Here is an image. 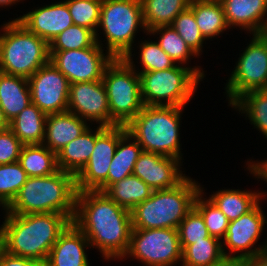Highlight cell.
I'll list each match as a JSON object with an SVG mask.
<instances>
[{"label": "cell", "instance_id": "60d3db41", "mask_svg": "<svg viewBox=\"0 0 267 266\" xmlns=\"http://www.w3.org/2000/svg\"><path fill=\"white\" fill-rule=\"evenodd\" d=\"M23 144L10 128L0 132V165L17 162Z\"/></svg>", "mask_w": 267, "mask_h": 266}, {"label": "cell", "instance_id": "9a60e30c", "mask_svg": "<svg viewBox=\"0 0 267 266\" xmlns=\"http://www.w3.org/2000/svg\"><path fill=\"white\" fill-rule=\"evenodd\" d=\"M31 103L45 114L68 111V79L51 61L40 67L29 79Z\"/></svg>", "mask_w": 267, "mask_h": 266}, {"label": "cell", "instance_id": "cb8c5ba5", "mask_svg": "<svg viewBox=\"0 0 267 266\" xmlns=\"http://www.w3.org/2000/svg\"><path fill=\"white\" fill-rule=\"evenodd\" d=\"M267 194L240 189H222L208 197L225 214L229 221L251 211Z\"/></svg>", "mask_w": 267, "mask_h": 266}, {"label": "cell", "instance_id": "5b68a950", "mask_svg": "<svg viewBox=\"0 0 267 266\" xmlns=\"http://www.w3.org/2000/svg\"><path fill=\"white\" fill-rule=\"evenodd\" d=\"M200 186L187 176L173 188L153 190L149 198L131 210L133 229H177L193 208Z\"/></svg>", "mask_w": 267, "mask_h": 266}, {"label": "cell", "instance_id": "d6a6232c", "mask_svg": "<svg viewBox=\"0 0 267 266\" xmlns=\"http://www.w3.org/2000/svg\"><path fill=\"white\" fill-rule=\"evenodd\" d=\"M148 34L159 35L157 43L176 64L186 66L190 57H198L171 25L152 28Z\"/></svg>", "mask_w": 267, "mask_h": 266}, {"label": "cell", "instance_id": "f6af8a7d", "mask_svg": "<svg viewBox=\"0 0 267 266\" xmlns=\"http://www.w3.org/2000/svg\"><path fill=\"white\" fill-rule=\"evenodd\" d=\"M10 128V122L5 117L4 111L0 108V132Z\"/></svg>", "mask_w": 267, "mask_h": 266}, {"label": "cell", "instance_id": "e0dca14e", "mask_svg": "<svg viewBox=\"0 0 267 266\" xmlns=\"http://www.w3.org/2000/svg\"><path fill=\"white\" fill-rule=\"evenodd\" d=\"M181 163V160L176 158L142 151L135 163L133 175L153 190L169 189L187 177L180 170Z\"/></svg>", "mask_w": 267, "mask_h": 266}, {"label": "cell", "instance_id": "8d00e7d4", "mask_svg": "<svg viewBox=\"0 0 267 266\" xmlns=\"http://www.w3.org/2000/svg\"><path fill=\"white\" fill-rule=\"evenodd\" d=\"M95 42V34L90 29L73 24L51 40L49 51L84 49Z\"/></svg>", "mask_w": 267, "mask_h": 266}, {"label": "cell", "instance_id": "603a6c76", "mask_svg": "<svg viewBox=\"0 0 267 266\" xmlns=\"http://www.w3.org/2000/svg\"><path fill=\"white\" fill-rule=\"evenodd\" d=\"M30 103L28 79L0 72V108L9 122Z\"/></svg>", "mask_w": 267, "mask_h": 266}, {"label": "cell", "instance_id": "1f68e13d", "mask_svg": "<svg viewBox=\"0 0 267 266\" xmlns=\"http://www.w3.org/2000/svg\"><path fill=\"white\" fill-rule=\"evenodd\" d=\"M232 108L244 113L251 125L267 138V89L254 90L243 94L232 105Z\"/></svg>", "mask_w": 267, "mask_h": 266}, {"label": "cell", "instance_id": "836d02e7", "mask_svg": "<svg viewBox=\"0 0 267 266\" xmlns=\"http://www.w3.org/2000/svg\"><path fill=\"white\" fill-rule=\"evenodd\" d=\"M65 2L70 11L73 24L90 29L95 34L96 42L103 47V43L99 40V30L97 29L102 0H65Z\"/></svg>", "mask_w": 267, "mask_h": 266}, {"label": "cell", "instance_id": "f1b7e54d", "mask_svg": "<svg viewBox=\"0 0 267 266\" xmlns=\"http://www.w3.org/2000/svg\"><path fill=\"white\" fill-rule=\"evenodd\" d=\"M18 162L28 177H45L59 170L57 154L43 144L23 145Z\"/></svg>", "mask_w": 267, "mask_h": 266}, {"label": "cell", "instance_id": "c3c4849f", "mask_svg": "<svg viewBox=\"0 0 267 266\" xmlns=\"http://www.w3.org/2000/svg\"><path fill=\"white\" fill-rule=\"evenodd\" d=\"M223 266H243V264L236 263V262H228Z\"/></svg>", "mask_w": 267, "mask_h": 266}, {"label": "cell", "instance_id": "b9f144b4", "mask_svg": "<svg viewBox=\"0 0 267 266\" xmlns=\"http://www.w3.org/2000/svg\"><path fill=\"white\" fill-rule=\"evenodd\" d=\"M0 266H45L44 263L9 254L0 248Z\"/></svg>", "mask_w": 267, "mask_h": 266}, {"label": "cell", "instance_id": "ffe728a7", "mask_svg": "<svg viewBox=\"0 0 267 266\" xmlns=\"http://www.w3.org/2000/svg\"><path fill=\"white\" fill-rule=\"evenodd\" d=\"M229 28L260 34L267 22V0H219Z\"/></svg>", "mask_w": 267, "mask_h": 266}, {"label": "cell", "instance_id": "484cf974", "mask_svg": "<svg viewBox=\"0 0 267 266\" xmlns=\"http://www.w3.org/2000/svg\"><path fill=\"white\" fill-rule=\"evenodd\" d=\"M189 8L193 11L196 23L206 40L230 29L219 0H190Z\"/></svg>", "mask_w": 267, "mask_h": 266}, {"label": "cell", "instance_id": "8992f818", "mask_svg": "<svg viewBox=\"0 0 267 266\" xmlns=\"http://www.w3.org/2000/svg\"><path fill=\"white\" fill-rule=\"evenodd\" d=\"M0 72L29 79L50 61L49 43L17 20L1 27Z\"/></svg>", "mask_w": 267, "mask_h": 266}, {"label": "cell", "instance_id": "d590c367", "mask_svg": "<svg viewBox=\"0 0 267 266\" xmlns=\"http://www.w3.org/2000/svg\"><path fill=\"white\" fill-rule=\"evenodd\" d=\"M27 179L28 175L18 161L0 165V206L3 210L13 201Z\"/></svg>", "mask_w": 267, "mask_h": 266}, {"label": "cell", "instance_id": "ac0fdd59", "mask_svg": "<svg viewBox=\"0 0 267 266\" xmlns=\"http://www.w3.org/2000/svg\"><path fill=\"white\" fill-rule=\"evenodd\" d=\"M14 20L20 22L27 30L48 43L73 25V20L65 1L33 9Z\"/></svg>", "mask_w": 267, "mask_h": 266}, {"label": "cell", "instance_id": "4316f807", "mask_svg": "<svg viewBox=\"0 0 267 266\" xmlns=\"http://www.w3.org/2000/svg\"><path fill=\"white\" fill-rule=\"evenodd\" d=\"M142 151V147L126 131L120 137L117 149L109 165L108 187L133 174L135 163Z\"/></svg>", "mask_w": 267, "mask_h": 266}, {"label": "cell", "instance_id": "d4e9b609", "mask_svg": "<svg viewBox=\"0 0 267 266\" xmlns=\"http://www.w3.org/2000/svg\"><path fill=\"white\" fill-rule=\"evenodd\" d=\"M47 114L30 103L10 121V129L23 145L42 144Z\"/></svg>", "mask_w": 267, "mask_h": 266}, {"label": "cell", "instance_id": "f35d334b", "mask_svg": "<svg viewBox=\"0 0 267 266\" xmlns=\"http://www.w3.org/2000/svg\"><path fill=\"white\" fill-rule=\"evenodd\" d=\"M140 61L142 65L141 71L137 72H151L158 70H165L172 68L176 63L170 58V56L160 47L157 41H141L139 45Z\"/></svg>", "mask_w": 267, "mask_h": 266}, {"label": "cell", "instance_id": "ab89813d", "mask_svg": "<svg viewBox=\"0 0 267 266\" xmlns=\"http://www.w3.org/2000/svg\"><path fill=\"white\" fill-rule=\"evenodd\" d=\"M177 229L182 251L195 241L210 236L201 214L194 207L186 214Z\"/></svg>", "mask_w": 267, "mask_h": 266}, {"label": "cell", "instance_id": "74e56055", "mask_svg": "<svg viewBox=\"0 0 267 266\" xmlns=\"http://www.w3.org/2000/svg\"><path fill=\"white\" fill-rule=\"evenodd\" d=\"M171 26L197 56L202 55L203 43L206 39L203 37L196 23L193 11L189 7L175 17Z\"/></svg>", "mask_w": 267, "mask_h": 266}, {"label": "cell", "instance_id": "7402d4cb", "mask_svg": "<svg viewBox=\"0 0 267 266\" xmlns=\"http://www.w3.org/2000/svg\"><path fill=\"white\" fill-rule=\"evenodd\" d=\"M96 131L88 127L79 137L70 141L57 153V165L75 177L87 164L95 146Z\"/></svg>", "mask_w": 267, "mask_h": 266}, {"label": "cell", "instance_id": "30bf717a", "mask_svg": "<svg viewBox=\"0 0 267 266\" xmlns=\"http://www.w3.org/2000/svg\"><path fill=\"white\" fill-rule=\"evenodd\" d=\"M132 257L145 266H175L182 262L178 229H132L129 249Z\"/></svg>", "mask_w": 267, "mask_h": 266}, {"label": "cell", "instance_id": "5bb4252c", "mask_svg": "<svg viewBox=\"0 0 267 266\" xmlns=\"http://www.w3.org/2000/svg\"><path fill=\"white\" fill-rule=\"evenodd\" d=\"M102 48L95 42L84 49L49 51L50 61L70 84L100 81L106 67L114 59L110 54L105 56Z\"/></svg>", "mask_w": 267, "mask_h": 266}, {"label": "cell", "instance_id": "52a82bcc", "mask_svg": "<svg viewBox=\"0 0 267 266\" xmlns=\"http://www.w3.org/2000/svg\"><path fill=\"white\" fill-rule=\"evenodd\" d=\"M144 105L185 107L204 78L200 66L175 65L165 70L139 72Z\"/></svg>", "mask_w": 267, "mask_h": 266}, {"label": "cell", "instance_id": "44dd1931", "mask_svg": "<svg viewBox=\"0 0 267 266\" xmlns=\"http://www.w3.org/2000/svg\"><path fill=\"white\" fill-rule=\"evenodd\" d=\"M87 122L70 111L48 114L42 144L57 154L90 126Z\"/></svg>", "mask_w": 267, "mask_h": 266}, {"label": "cell", "instance_id": "7a4b0ae2", "mask_svg": "<svg viewBox=\"0 0 267 266\" xmlns=\"http://www.w3.org/2000/svg\"><path fill=\"white\" fill-rule=\"evenodd\" d=\"M0 226L1 248L9 254L46 263L60 234L72 222L60 213H6Z\"/></svg>", "mask_w": 267, "mask_h": 266}, {"label": "cell", "instance_id": "6da1fadb", "mask_svg": "<svg viewBox=\"0 0 267 266\" xmlns=\"http://www.w3.org/2000/svg\"><path fill=\"white\" fill-rule=\"evenodd\" d=\"M72 222L105 260L124 259L133 229L131 211L119 206L105 192L77 191Z\"/></svg>", "mask_w": 267, "mask_h": 266}, {"label": "cell", "instance_id": "4fadbf2b", "mask_svg": "<svg viewBox=\"0 0 267 266\" xmlns=\"http://www.w3.org/2000/svg\"><path fill=\"white\" fill-rule=\"evenodd\" d=\"M127 131L126 126L117 125L96 128L95 146L90 158L75 177L77 191L98 190L104 192L108 188L109 165L120 137Z\"/></svg>", "mask_w": 267, "mask_h": 266}, {"label": "cell", "instance_id": "ee69618b", "mask_svg": "<svg viewBox=\"0 0 267 266\" xmlns=\"http://www.w3.org/2000/svg\"><path fill=\"white\" fill-rule=\"evenodd\" d=\"M243 266H267V249L260 252L254 258L247 260Z\"/></svg>", "mask_w": 267, "mask_h": 266}, {"label": "cell", "instance_id": "9c48e42d", "mask_svg": "<svg viewBox=\"0 0 267 266\" xmlns=\"http://www.w3.org/2000/svg\"><path fill=\"white\" fill-rule=\"evenodd\" d=\"M139 27L144 32L141 0H102L98 29L102 28L107 53L114 59L132 55Z\"/></svg>", "mask_w": 267, "mask_h": 266}, {"label": "cell", "instance_id": "7c38bea8", "mask_svg": "<svg viewBox=\"0 0 267 266\" xmlns=\"http://www.w3.org/2000/svg\"><path fill=\"white\" fill-rule=\"evenodd\" d=\"M260 204L259 202L251 211L229 222L226 236L222 241V251L229 262L244 264L267 249V239L261 242L262 245L254 247L265 229V223L267 224L266 215Z\"/></svg>", "mask_w": 267, "mask_h": 266}, {"label": "cell", "instance_id": "4dcf8cb0", "mask_svg": "<svg viewBox=\"0 0 267 266\" xmlns=\"http://www.w3.org/2000/svg\"><path fill=\"white\" fill-rule=\"evenodd\" d=\"M189 3L190 0H141L146 31L171 25L175 17L189 7Z\"/></svg>", "mask_w": 267, "mask_h": 266}, {"label": "cell", "instance_id": "2e32d148", "mask_svg": "<svg viewBox=\"0 0 267 266\" xmlns=\"http://www.w3.org/2000/svg\"><path fill=\"white\" fill-rule=\"evenodd\" d=\"M68 111L101 126L118 124L111 118L108 97L102 80L69 85Z\"/></svg>", "mask_w": 267, "mask_h": 266}, {"label": "cell", "instance_id": "8fae6325", "mask_svg": "<svg viewBox=\"0 0 267 266\" xmlns=\"http://www.w3.org/2000/svg\"><path fill=\"white\" fill-rule=\"evenodd\" d=\"M252 36L225 86L230 106L247 92L267 89V41L261 34Z\"/></svg>", "mask_w": 267, "mask_h": 266}, {"label": "cell", "instance_id": "e575fe53", "mask_svg": "<svg viewBox=\"0 0 267 266\" xmlns=\"http://www.w3.org/2000/svg\"><path fill=\"white\" fill-rule=\"evenodd\" d=\"M203 191L201 188L196 195L193 207L201 214L209 235L222 241L230 221L210 199L203 198Z\"/></svg>", "mask_w": 267, "mask_h": 266}, {"label": "cell", "instance_id": "f546056e", "mask_svg": "<svg viewBox=\"0 0 267 266\" xmlns=\"http://www.w3.org/2000/svg\"><path fill=\"white\" fill-rule=\"evenodd\" d=\"M104 192L119 206L131 211L137 204L149 198L153 189L132 174L111 184Z\"/></svg>", "mask_w": 267, "mask_h": 266}, {"label": "cell", "instance_id": "d6986e66", "mask_svg": "<svg viewBox=\"0 0 267 266\" xmlns=\"http://www.w3.org/2000/svg\"><path fill=\"white\" fill-rule=\"evenodd\" d=\"M89 247L84 233L71 222L50 250L45 266H90L85 251Z\"/></svg>", "mask_w": 267, "mask_h": 266}, {"label": "cell", "instance_id": "83f0119b", "mask_svg": "<svg viewBox=\"0 0 267 266\" xmlns=\"http://www.w3.org/2000/svg\"><path fill=\"white\" fill-rule=\"evenodd\" d=\"M228 262L222 241L212 236L195 241L182 251L181 266H223Z\"/></svg>", "mask_w": 267, "mask_h": 266}, {"label": "cell", "instance_id": "bcb514c9", "mask_svg": "<svg viewBox=\"0 0 267 266\" xmlns=\"http://www.w3.org/2000/svg\"><path fill=\"white\" fill-rule=\"evenodd\" d=\"M22 0H0V7H6V6H11L12 4H16Z\"/></svg>", "mask_w": 267, "mask_h": 266}, {"label": "cell", "instance_id": "ba28073f", "mask_svg": "<svg viewBox=\"0 0 267 266\" xmlns=\"http://www.w3.org/2000/svg\"><path fill=\"white\" fill-rule=\"evenodd\" d=\"M132 55L116 58L106 67L105 85L111 118L126 126L144 107L141 82Z\"/></svg>", "mask_w": 267, "mask_h": 266}, {"label": "cell", "instance_id": "7dc6e473", "mask_svg": "<svg viewBox=\"0 0 267 266\" xmlns=\"http://www.w3.org/2000/svg\"><path fill=\"white\" fill-rule=\"evenodd\" d=\"M262 36H263V38L267 41V22H266V24H265V27H264V29L262 30V32L260 33Z\"/></svg>", "mask_w": 267, "mask_h": 266}, {"label": "cell", "instance_id": "7bdbcfd3", "mask_svg": "<svg viewBox=\"0 0 267 266\" xmlns=\"http://www.w3.org/2000/svg\"><path fill=\"white\" fill-rule=\"evenodd\" d=\"M247 169L251 172V175L255 176L257 179L266 181L267 183V160L257 163L255 161H247Z\"/></svg>", "mask_w": 267, "mask_h": 266}, {"label": "cell", "instance_id": "3957f363", "mask_svg": "<svg viewBox=\"0 0 267 266\" xmlns=\"http://www.w3.org/2000/svg\"><path fill=\"white\" fill-rule=\"evenodd\" d=\"M76 195L75 176L59 169L49 176L28 177L4 211L19 215L60 213L72 221Z\"/></svg>", "mask_w": 267, "mask_h": 266}, {"label": "cell", "instance_id": "277c9868", "mask_svg": "<svg viewBox=\"0 0 267 266\" xmlns=\"http://www.w3.org/2000/svg\"><path fill=\"white\" fill-rule=\"evenodd\" d=\"M184 107L149 106L126 125L127 132L145 152L182 160L180 144V121Z\"/></svg>", "mask_w": 267, "mask_h": 266}]
</instances>
